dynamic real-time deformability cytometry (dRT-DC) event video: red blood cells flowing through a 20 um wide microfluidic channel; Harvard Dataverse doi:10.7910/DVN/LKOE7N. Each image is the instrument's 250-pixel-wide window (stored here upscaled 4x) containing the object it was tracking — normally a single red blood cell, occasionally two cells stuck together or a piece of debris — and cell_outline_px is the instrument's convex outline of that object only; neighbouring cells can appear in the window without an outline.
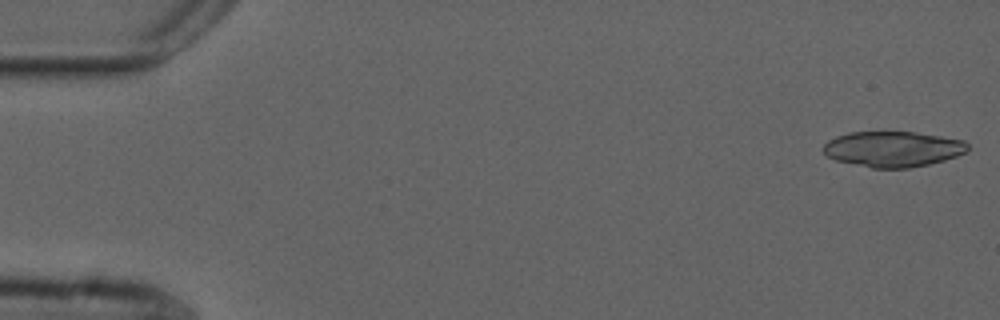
{"species": "common noctule bat (a hibernating species)", "species_latin": "Nyctalus noctula", "temperature_condition": "cold", "stored_images_in_passage": 53, "camera_frame_rate_fps": 3000, "um_per_image_px": 0.085, "animal": {"sex": "male", "forearm_length_mm": 52.5}, "frame": {"image": 1, "passage_image": 1, "time_ms": 0.0, "image_size_px": [1000, 320], "cell_outline_px": [[968, 152], [944, 160], [928, 164], [908, 168], [872, 168], [836, 160], [828, 156], [824, 152], [824, 144], [828, 140], [836, 136], [848, 132], [916, 132], [964, 140], [968, 144]], "centroid_in_image_um": [75.91, 12.66], "position_along_channel_um": 9.1, "area_um2": 29.88}}
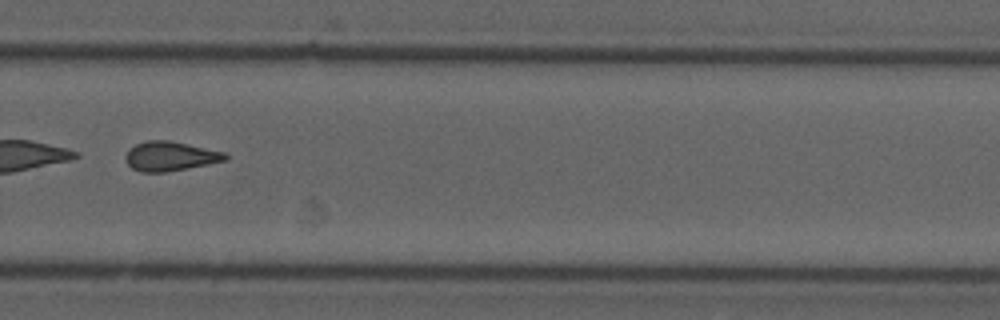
{"frame": {"image": 2, "passage_image": 37, "time_ms": 12.0, "image_size_px": [1000, 320], "cell_outline_px": [[228, 160], [188, 168], [164, 172], [140, 172], [132, 168], [128, 164], [124, 156], [136, 144], [148, 140], [168, 140], [228, 152]], "centroid_in_image_um": [14.52, 13.28], "position_along_channel_um": 315.3, "area_um2": 17.11}}